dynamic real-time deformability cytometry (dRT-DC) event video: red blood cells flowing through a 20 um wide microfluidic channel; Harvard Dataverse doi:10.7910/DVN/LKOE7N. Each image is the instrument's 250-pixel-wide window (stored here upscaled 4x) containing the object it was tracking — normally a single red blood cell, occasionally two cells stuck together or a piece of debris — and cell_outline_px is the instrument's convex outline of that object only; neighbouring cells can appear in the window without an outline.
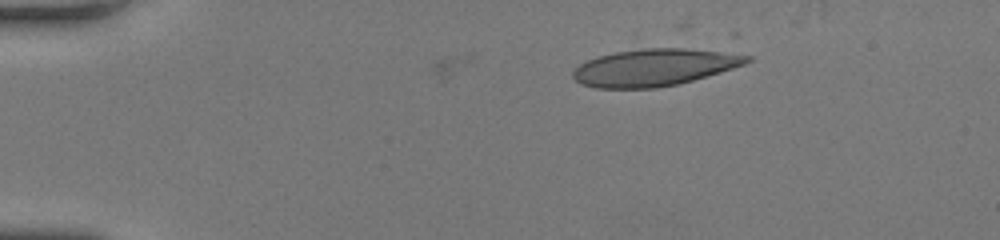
{"species": "human", "species_latin": "Homo sapiens", "temperature_condition": "room temperature", "stored_images_in_passage": 37, "camera_frame_rate_fps": 3000, "um_per_image_px": 0.085, "donor": {"sex": "female"}, "frame": {"image": 1, "passage_image": 1, "time_ms": 0.0, "image_size_px": [1000, 240], "cell_outline_px": [[752, 60], [744, 64], [720, 72], [692, 80], [676, 84], [656, 88], [596, 88], [580, 84], [572, 76], [572, 72], [580, 64], [596, 56], [616, 52], [648, 48], [684, 48], [736, 52], [752, 56]], "centroid_in_image_um": [55.65, 5.72], "position_along_channel_um": 29.4, "area_um2": 37.63}}
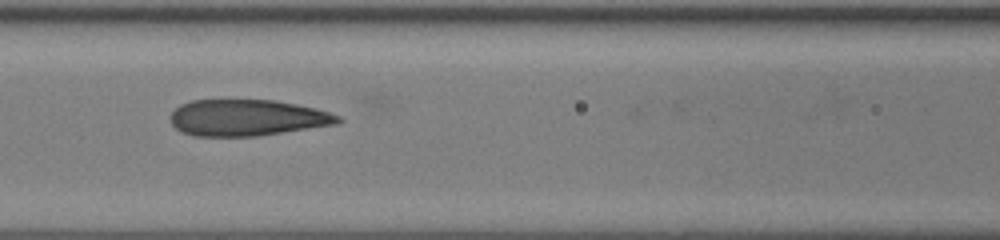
{"frame": {"image": 2, "passage_image": 16, "time_ms": 5.0, "image_size_px": [1000, 240], "cell_outline_px": [[344, 120], [340, 124], [256, 136], [192, 136], [180, 132], [172, 124], [168, 116], [180, 104], [192, 100], [276, 100], [316, 108], [340, 116]], "centroid_in_image_um": [21.01, 10.01], "position_along_channel_um": 145.6, "area_um2": 35.84}}
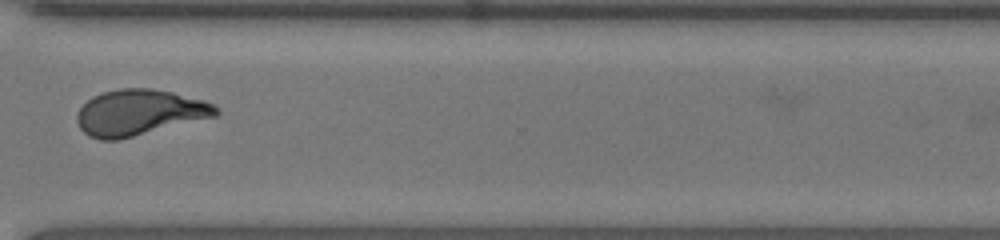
{"frame": {"image": 3, "passage_image": 32, "time_ms": 10.333, "image_size_px": [1000, 240], "cell_outline_px": [[220, 112], [216, 116], [120, 140], [100, 140], [88, 136], [80, 128], [76, 120], [76, 116], [80, 108], [92, 96], [104, 92], [120, 88], [152, 88], [172, 92], [204, 100], [216, 104], [220, 108]], "centroid_in_image_um": [11.86, 9.57], "position_along_channel_um": 358.7, "area_um2": 37.4}}